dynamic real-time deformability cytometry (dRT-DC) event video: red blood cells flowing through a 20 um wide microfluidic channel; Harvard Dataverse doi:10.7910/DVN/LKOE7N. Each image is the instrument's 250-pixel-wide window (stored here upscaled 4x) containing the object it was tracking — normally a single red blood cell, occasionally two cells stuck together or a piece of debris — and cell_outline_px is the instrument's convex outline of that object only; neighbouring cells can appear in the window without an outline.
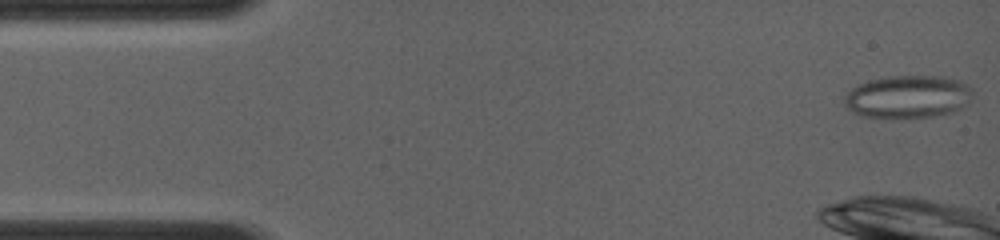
{"species": "common noctule bat (a hibernating species)", "species_latin": "Nyctalus noctula", "temperature_condition": "room temperature", "stored_images_in_passage": 15, "camera_frame_rate_fps": 4000, "um_per_image_px": 0.085, "animal": {"sex": "female", "body_mass_g": 19.0, "forearm_length_mm": 56.7}, "frame": {"image": 1, "passage_image": 1, "time_ms": 0.0, "image_size_px": [1000, 240], "cell_outline_px": [[972, 92], [968, 104], [952, 112], [932, 116], [864, 116], [852, 112], [844, 104], [844, 96], [852, 88], [868, 80], [888, 76], [944, 76], [960, 80], [968, 84], [972, 88]], "centroid_in_image_um": [77.2, 8.19], "position_along_channel_um": 7.8, "area_um2": 31.62}}